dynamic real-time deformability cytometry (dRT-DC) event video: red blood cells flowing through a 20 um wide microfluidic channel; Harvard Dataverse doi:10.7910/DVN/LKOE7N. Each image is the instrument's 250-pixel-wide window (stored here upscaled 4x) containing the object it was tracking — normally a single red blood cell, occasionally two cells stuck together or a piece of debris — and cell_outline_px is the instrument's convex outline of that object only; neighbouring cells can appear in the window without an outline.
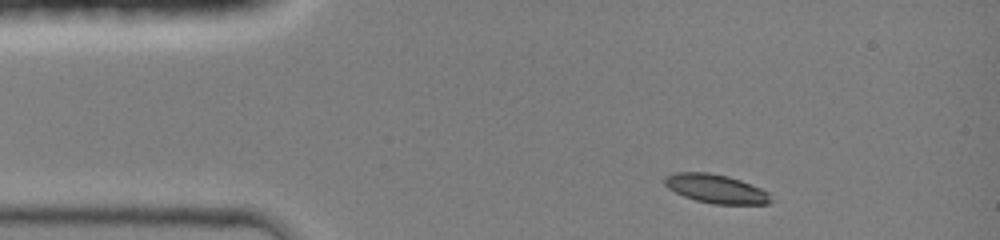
{"species": "common noctule bat (a hibernating species)", "species_latin": "Nyctalus noctula", "temperature_condition": "room temperature", "stored_images_in_passage": 36, "camera_frame_rate_fps": 3000, "um_per_image_px": 0.085, "animal": {"sex": "female", "body_mass_g": 19.0, "forearm_length_mm": 51.5}, "frame": {"image": 1, "passage_image": 1, "time_ms": 0.0, "image_size_px": [1000, 240], "cell_outline_px": [[776, 200], [768, 204], [712, 204], [696, 200], [684, 196], [668, 188], [664, 184], [664, 176], [672, 172], [708, 172], [728, 176], [740, 180], [760, 188], [768, 192]], "centroid_in_image_um": [60.87, 16.04], "position_along_channel_um": 24.1, "area_um2": 18.03}}
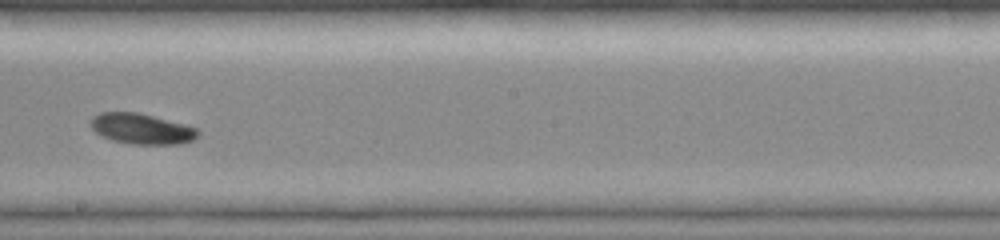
{"frame": {"image": 2, "passage_image": 20, "time_ms": 6.333, "image_size_px": [1000, 240], "cell_outline_px": [[200, 132], [192, 140], [180, 144], [132, 144], [112, 140], [100, 136], [88, 124], [88, 120], [92, 116], [100, 112], [136, 112], [184, 124], [196, 128]], "centroid_in_image_um": [11.96, 10.94], "position_along_channel_um": 236.2, "area_um2": 19.13}}
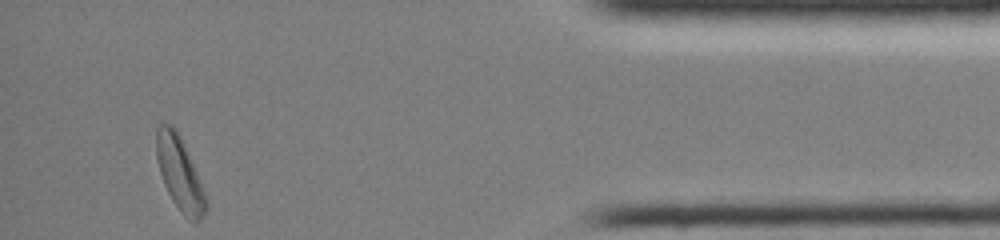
{"frame": {"image": 3, "passage_image": 36, "time_ms": 11.667, "image_size_px": [1000, 240], "cell_outline_px": [[208, 208], [204, 216], [196, 224], [184, 216], [180, 212], [172, 200], [164, 184], [160, 172], [156, 156], [156, 128], [160, 124], [172, 124], [176, 128], [180, 136], [196, 172], [208, 200]], "centroid_in_image_um": [15.28, 14.79], "position_along_channel_um": 419.9, "area_um2": 21.21}, "authors_computed_cell_mechanics": {"area_um2": 19.1029, "velocity_mm_per_s": 4.2455, "shape_relaxation_time_tau1_ms": 1.8959, "shape_relaxation_time_tau2_ms": null, "deformation_change_tau1": 0.1108, "deformation_change_tau2": null}}